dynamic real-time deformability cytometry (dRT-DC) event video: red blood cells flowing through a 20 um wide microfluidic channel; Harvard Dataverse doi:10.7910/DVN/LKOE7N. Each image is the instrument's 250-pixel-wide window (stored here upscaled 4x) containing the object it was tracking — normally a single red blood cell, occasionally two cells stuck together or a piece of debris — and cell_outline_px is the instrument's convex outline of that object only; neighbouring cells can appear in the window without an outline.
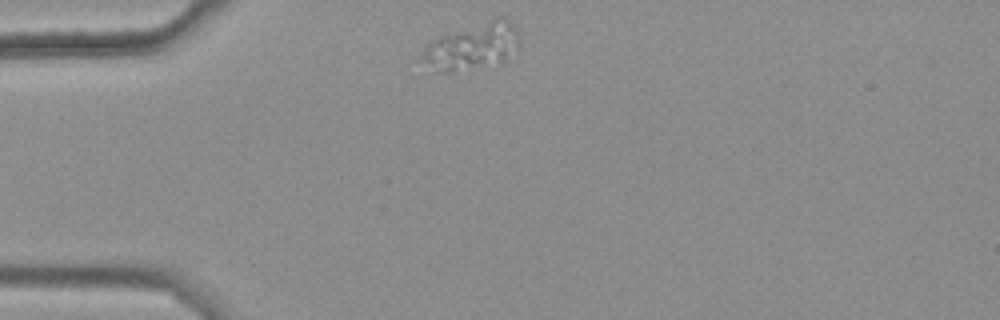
{"species": "common noctule bat (a hibernating species)", "species_latin": "Nyctalus noctula", "temperature_condition": "warm", "stored_images_in_passage": 40, "camera_frame_rate_fps": 3000, "um_per_image_px": 0.085, "animal": {"sex": "female", "body_mass_g": 25.1}, "frame": {"image": 1, "passage_image": 1, "time_ms": 0.0, "image_size_px": [1000, 320], "cell_outline_px": [[520, 48], [504, 64], [452, 72], [436, 72], [420, 60], [428, 44], [432, 40], [440, 36], [496, 16], [504, 16], [512, 24], [516, 32]], "centroid_in_image_um": [40.21, 3.97], "position_along_channel_um": 44.8, "area_um2": 26.99}}
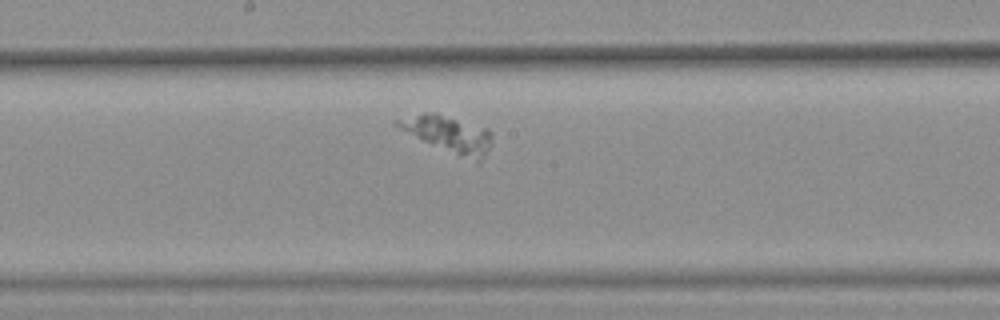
{"frame": {"image": 2, "passage_image": 17, "time_ms": 5.333, "image_size_px": [1000, 320], "cell_outline_px": [[492, 136], [488, 148], [480, 164], [476, 164], [424, 140], [400, 128], [396, 124], [396, 120], [424, 112], [436, 112], [488, 128], [492, 132]], "centroid_in_image_um": [38.22, 11.41], "position_along_channel_um": 210.0, "area_um2": 19.83}}
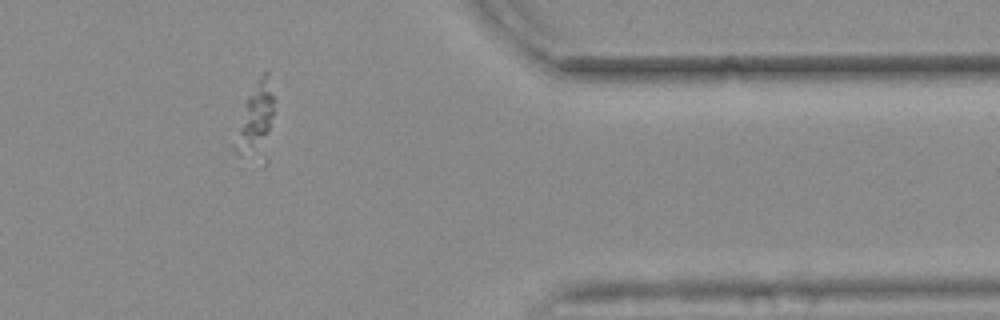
{"frame": {"image": 3, "passage_image": 34, "time_ms": 11.0, "image_size_px": [1000, 320], "cell_outline_px": [[272, 116], [268, 132], [248, 144], [236, 148], [232, 144], [244, 104], [248, 96], [264, 72], [268, 72], [272, 96]], "centroid_in_image_um": [21.7, 9.67], "position_along_channel_um": 389.7, "area_um2": 12.54}}